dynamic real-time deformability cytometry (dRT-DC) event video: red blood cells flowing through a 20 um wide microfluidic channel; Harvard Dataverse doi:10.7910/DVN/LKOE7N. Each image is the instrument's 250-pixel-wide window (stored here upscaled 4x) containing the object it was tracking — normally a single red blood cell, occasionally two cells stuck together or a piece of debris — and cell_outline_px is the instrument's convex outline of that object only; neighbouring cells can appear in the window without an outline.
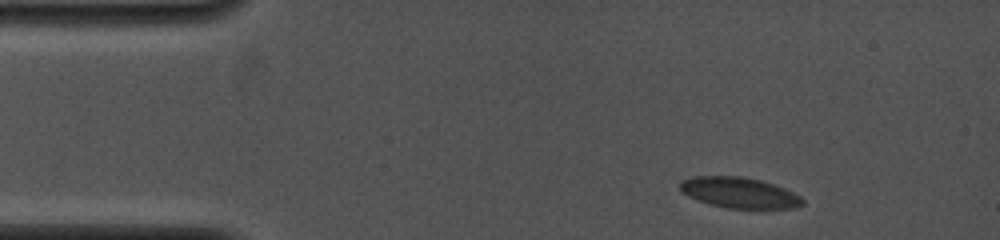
{"species": "common noctule bat (a hibernating species)", "species_latin": "Nyctalus noctula", "temperature_condition": "cold", "stored_images_in_passage": 13, "camera_frame_rate_fps": 4000, "um_per_image_px": 0.085, "animal": {"sex": "female", "body_mass_g": 19.0, "forearm_length_mm": 53.3}, "frame": {"image": 1, "passage_image": 1, "time_ms": 0.0, "image_size_px": [1000, 240], "cell_outline_px": [[804, 204], [796, 208], [728, 208], [712, 204], [688, 196], [680, 192], [680, 180], [692, 176], [744, 176], [760, 180], [784, 188], [800, 196], [804, 200]], "centroid_in_image_um": [62.83, 16.36], "position_along_channel_um": 22.2, "area_um2": 21.85}}
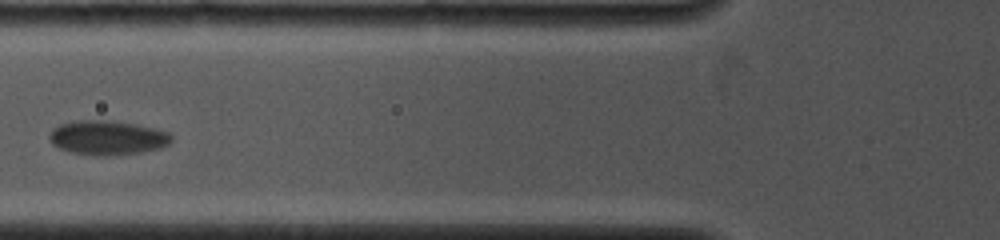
{"frame": {"image": 2, "passage_image": 10, "time_ms": 4.25, "image_size_px": [1000, 240], "cell_outline_px": [[172, 140], [168, 144], [160, 148], [140, 152], [100, 156], [96, 156], [72, 152], [60, 148], [52, 144], [48, 136], [52, 128], [60, 124], [76, 120], [104, 120], [136, 124], [156, 128], [168, 132], [172, 136]], "centroid_in_image_um": [9.12, 11.69], "position_along_channel_um": 116.7, "area_um2": 24.39}}
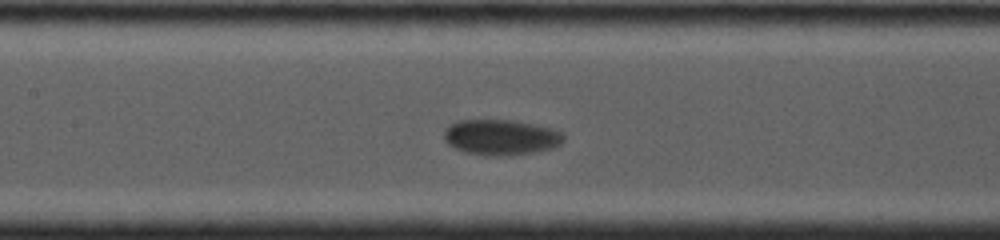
{"frame": {"image": 3, "passage_image": 13, "time_ms": 5.5, "image_size_px": [1000, 240], "cell_outline_px": [[564, 140], [560, 144], [552, 148], [536, 152], [500, 156], [484, 156], [464, 152], [448, 144], [444, 140], [444, 128], [456, 120], [512, 120], [536, 124], [552, 128], [564, 132]], "centroid_in_image_um": [42.58, 11.66], "position_along_channel_um": 164.8, "area_um2": 25.14}}